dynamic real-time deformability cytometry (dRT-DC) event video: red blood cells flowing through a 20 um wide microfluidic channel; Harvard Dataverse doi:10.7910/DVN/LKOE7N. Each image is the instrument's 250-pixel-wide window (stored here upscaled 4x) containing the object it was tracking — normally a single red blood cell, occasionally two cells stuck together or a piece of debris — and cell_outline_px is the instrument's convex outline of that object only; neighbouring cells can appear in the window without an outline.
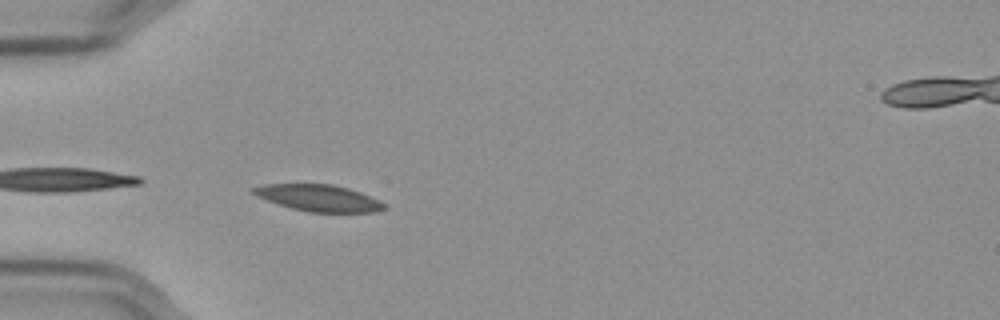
{"species": "Egyptian fruit bat (a non-hibernating species)", "species_latin": "Rousettus aegyptiacus", "temperature_condition": "cold", "stored_images_in_passage": 17, "camera_frame_rate_fps": 3000, "um_per_image_px": 0.085, "frame": {"image": 1, "passage_image": 1, "time_ms": 0.0, "image_size_px": [1000, 320], "cell_outline_px": [[388, 208], [376, 212], [308, 212], [292, 208], [256, 196], [248, 192], [252, 188], [264, 184], [332, 184], [348, 188], [360, 192], [384, 204]], "centroid_in_image_um": [27.05, 16.82], "position_along_channel_um": 57.9, "area_um2": 20.11}}